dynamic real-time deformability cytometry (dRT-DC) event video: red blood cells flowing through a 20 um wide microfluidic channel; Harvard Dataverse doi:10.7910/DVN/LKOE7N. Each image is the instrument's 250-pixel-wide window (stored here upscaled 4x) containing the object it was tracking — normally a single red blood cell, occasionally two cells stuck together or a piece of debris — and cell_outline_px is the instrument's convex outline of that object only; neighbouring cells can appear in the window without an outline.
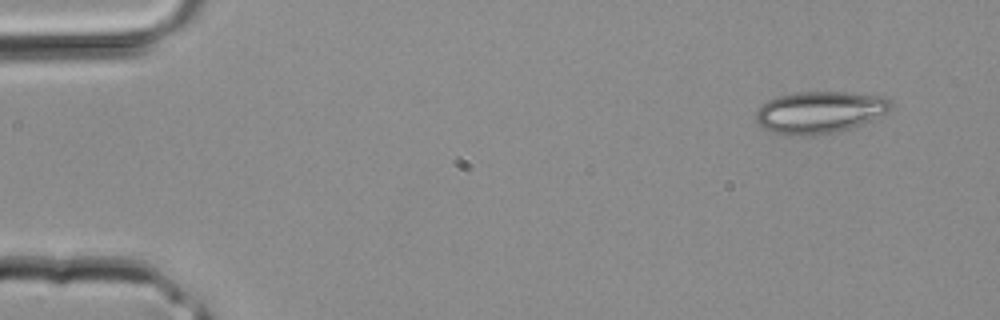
{"species": "common noctule bat (a hibernating species)", "species_latin": "Nyctalus noctula", "temperature_condition": "room temperature", "stored_images_in_passage": 3, "camera_frame_rate_fps": 3000, "um_per_image_px": 0.085, "animal": {"sex": "male", "body_mass_g": 20.4}, "frame": {"image": 1, "passage_image": 1, "time_ms": 0.0, "image_size_px": [1000, 320], "cell_outline_px": [[892, 104], [888, 112], [860, 124], [848, 128], [832, 132], [812, 136], [784, 136], [772, 132], [764, 128], [756, 120], [756, 112], [760, 104], [768, 100], [780, 96], [796, 92], [848, 92], [888, 96], [892, 100]], "centroid_in_image_um": [69.66, 9.53], "position_along_channel_um": 15.3, "area_um2": 33.18}}